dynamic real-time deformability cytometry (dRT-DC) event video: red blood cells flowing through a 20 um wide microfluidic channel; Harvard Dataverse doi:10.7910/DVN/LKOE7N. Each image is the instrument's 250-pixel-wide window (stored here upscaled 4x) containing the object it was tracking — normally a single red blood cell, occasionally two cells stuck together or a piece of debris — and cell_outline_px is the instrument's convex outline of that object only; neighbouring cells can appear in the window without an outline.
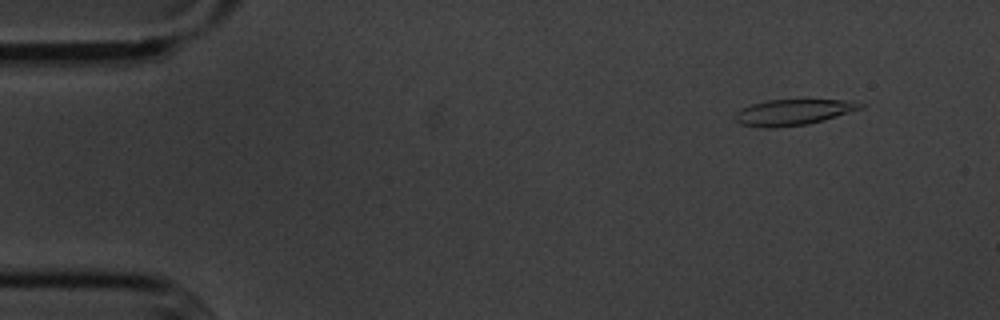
{"species": "common noctule bat (a hibernating species)", "species_latin": "Nyctalus noctula", "temperature_condition": "cold", "stored_images_in_passage": 55, "camera_frame_rate_fps": 3000, "um_per_image_px": 0.085, "animal": {"sex": "male", "body_mass_g": 20.1, "forearm_length_mm": 53.5}, "frame": {"image": 1, "passage_image": 5, "time_ms": 1.333, "image_size_px": [1000, 320], "cell_outline_px": [[868, 104], [864, 108], [808, 124], [772, 128], [760, 128], [740, 124], [732, 116], [740, 108], [752, 104], [768, 100], [852, 100]], "centroid_in_image_um": [67.42, 9.54], "position_along_channel_um": 17.6, "area_um2": 19.07}}
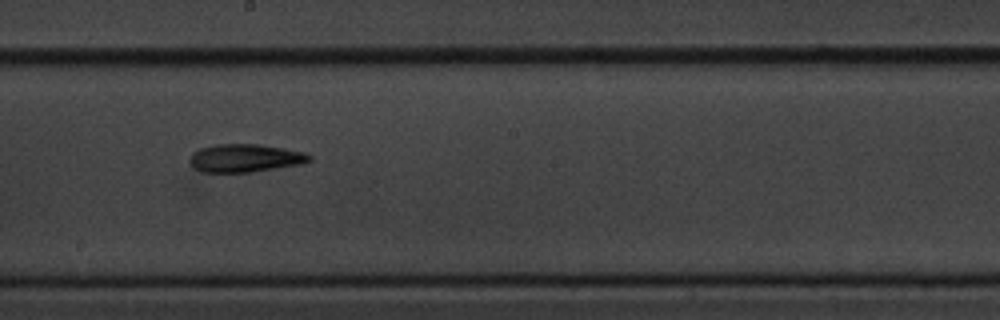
{"frame": {"image": 2, "passage_image": 30, "time_ms": 9.667, "image_size_px": [1000, 320], "cell_outline_px": [[312, 160], [300, 164], [252, 172], [204, 172], [196, 168], [188, 160], [192, 152], [200, 148], [216, 144], [260, 144], [284, 148], [304, 152], [312, 156]], "centroid_in_image_um": [20.84, 13.43], "position_along_channel_um": 227.4, "area_um2": 19.54}}
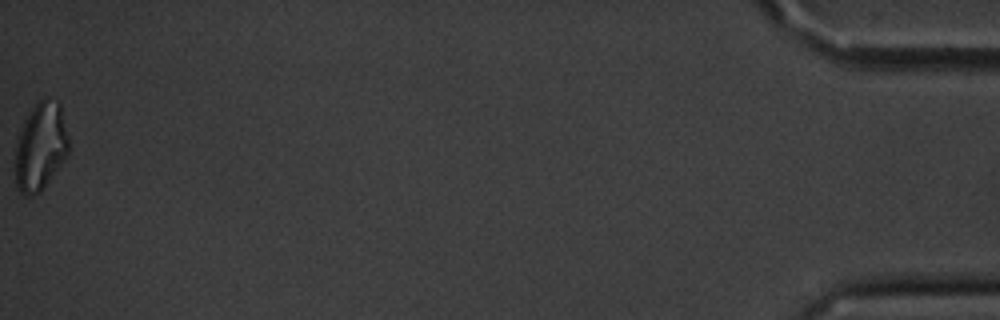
{"frame": {"image": 3, "passage_image": 55, "time_ms": 18.0, "image_size_px": [1000, 320], "cell_outline_px": [[68, 152], [64, 160], [40, 192], [32, 196], [24, 196], [16, 188], [16, 148], [20, 132], [24, 120], [28, 112], [36, 100], [44, 96], [48, 96], [60, 104], [68, 136]], "centroid_in_image_um": [3.45, 12.42], "position_along_channel_um": 431.8, "area_um2": 27.46}, "authors_computed_cell_mechanics": {"area_um2": 19.4208, "velocity_mm_per_s": 3.62, "shape_relaxation_time_tau1_ms": 5.3704, "shape_relaxation_time_tau2_ms": 6.0824, "deformation_change_tau1": 0.1561, "deformation_change_tau2": 0.1663}}